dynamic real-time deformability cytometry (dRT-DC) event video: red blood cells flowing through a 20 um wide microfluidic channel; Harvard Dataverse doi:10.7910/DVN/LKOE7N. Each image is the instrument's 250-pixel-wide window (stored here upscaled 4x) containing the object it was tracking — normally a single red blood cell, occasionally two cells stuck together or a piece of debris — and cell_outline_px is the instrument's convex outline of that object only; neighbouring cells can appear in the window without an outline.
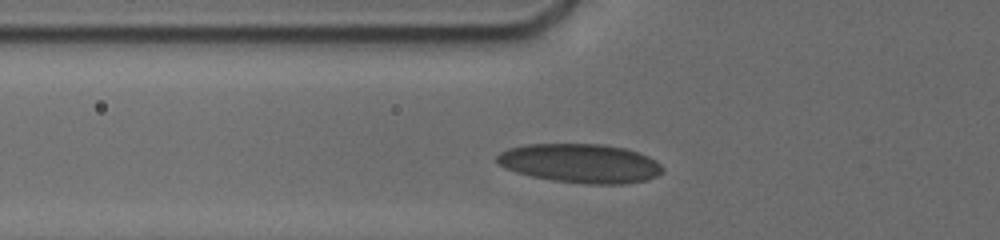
{"species": "human", "species_latin": "Homo sapiens", "temperature_condition": "cold", "stored_images_in_passage": 31, "camera_frame_rate_fps": 3000, "um_per_image_px": 0.085, "donor": {"sex": "male"}, "frame": {"image": 1, "passage_image": 2, "time_ms": 0.333, "image_size_px": [1000, 240], "cell_outline_px": [[664, 172], [656, 176], [644, 180], [624, 184], [584, 184], [552, 180], [532, 176], [516, 172], [504, 168], [496, 164], [496, 156], [500, 152], [508, 148], [528, 144], [600, 144], [624, 148], [648, 156], [656, 160], [664, 168]], "centroid_in_image_um": [49.3, 13.88], "position_along_channel_um": 76.5, "area_um2": 37.8}}
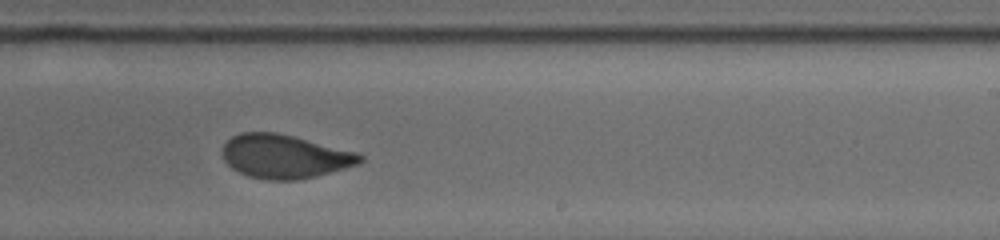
{"frame": {"image": 2, "passage_image": 18, "time_ms": 5.333, "image_size_px": [1000, 240], "cell_outline_px": [[364, 160], [356, 164], [344, 168], [316, 176], [296, 180], [264, 180], [248, 176], [232, 168], [224, 160], [224, 144], [232, 136], [240, 132], [276, 132], [356, 152], [364, 156]], "centroid_in_image_um": [24.18, 13.3], "position_along_channel_um": 264.8, "area_um2": 34.68}}
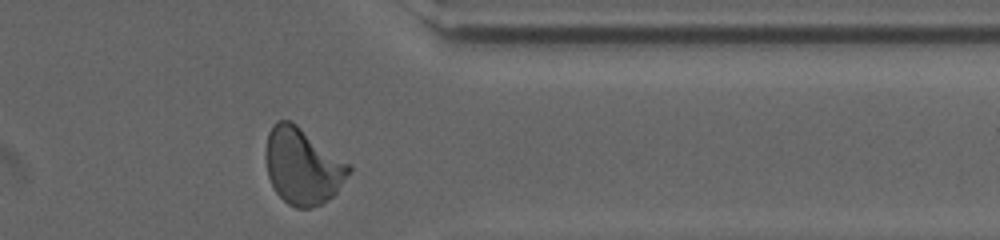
{"frame": {"image": 3, "passage_image": 29, "time_ms": 8.667, "image_size_px": [1000, 240], "cell_outline_px": [[352, 168], [336, 192], [328, 200], [320, 204], [308, 208], [296, 208], [288, 204], [276, 192], [268, 176], [264, 156], [268, 132], [272, 124], [276, 120], [292, 120], [348, 164]], "centroid_in_image_um": [25.66, 14.1], "position_along_channel_um": 385.7, "area_um2": 36.7}, "authors_computed_cell_mechanics": {"area_um2": 35.4892, "velocity_mm_per_s": 3.7605, "shape_relaxation_time_tau1_ms": 5.5978, "shape_relaxation_time_tau2_ms": 0.7539, "deformation_change_tau1": 0.1528, "deformation_change_tau2": 0.0632}}